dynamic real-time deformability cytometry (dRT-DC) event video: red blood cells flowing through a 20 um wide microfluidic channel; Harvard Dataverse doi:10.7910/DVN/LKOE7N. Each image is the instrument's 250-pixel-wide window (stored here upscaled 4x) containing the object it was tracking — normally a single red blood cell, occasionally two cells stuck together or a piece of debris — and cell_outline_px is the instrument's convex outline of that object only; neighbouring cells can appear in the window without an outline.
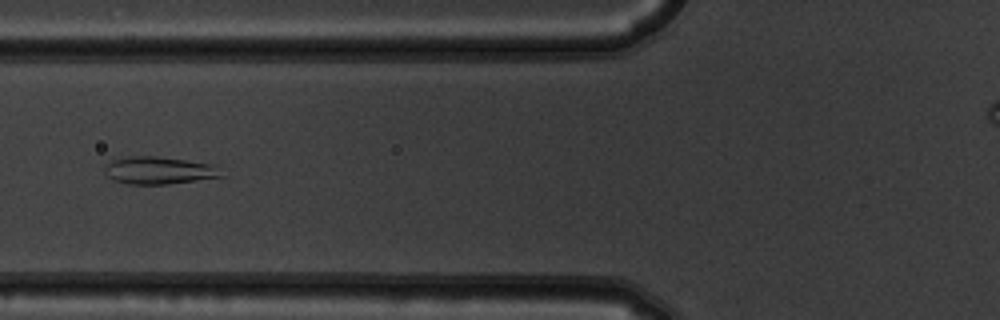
{"species": "common noctule bat (a hibernating species)", "species_latin": "Nyctalus noctula", "temperature_condition": "warm", "stored_images_in_passage": 5, "camera_frame_rate_fps": 3000, "um_per_image_px": 0.085, "animal": {"sex": "male", "body_mass_g": 19.5, "forearm_length_mm": 54.6}, "frame": {"image": 1, "passage_image": 4, "time_ms": 1.0, "image_size_px": [1000, 320], "cell_outline_px": [[224, 176], [168, 184], [128, 184], [112, 180], [104, 172], [108, 164], [112, 160], [128, 156], [156, 156], [212, 164]], "centroid_in_image_um": [13.46, 14.49], "position_along_channel_um": 112.3, "area_um2": 18.38}}